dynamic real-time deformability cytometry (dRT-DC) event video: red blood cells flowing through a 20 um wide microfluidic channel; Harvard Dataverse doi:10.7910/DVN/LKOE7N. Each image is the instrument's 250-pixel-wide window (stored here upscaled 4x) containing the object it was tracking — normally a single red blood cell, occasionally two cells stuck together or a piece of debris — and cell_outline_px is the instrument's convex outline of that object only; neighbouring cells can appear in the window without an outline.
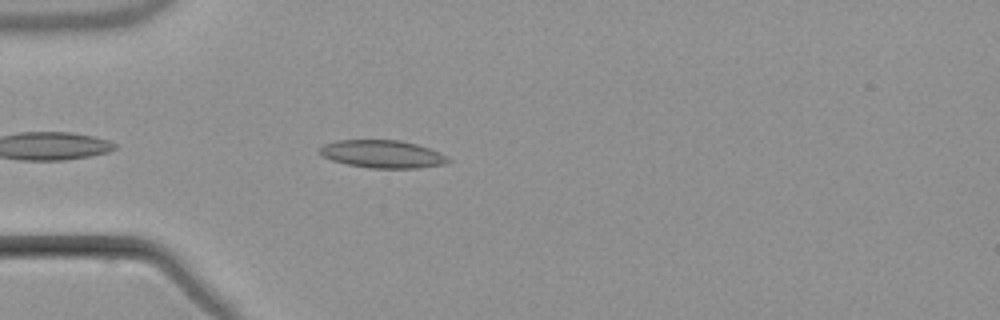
{"species": "common noctule bat (a hibernating species)", "species_latin": "Nyctalus noctula", "temperature_condition": "warm", "stored_images_in_passage": 3, "camera_frame_rate_fps": 3000, "um_per_image_px": 0.085, "animal": {"sex": "male", "body_mass_g": 21.5, "forearm_length_mm": 52.0}, "frame": {"image": 1, "passage_image": 3, "time_ms": 3.333, "image_size_px": [1000, 320], "cell_outline_px": [[452, 160], [444, 164], [416, 168], [372, 168], [348, 164], [332, 160], [320, 156], [316, 152], [324, 144], [336, 140], [400, 140], [416, 144], [440, 152], [448, 156]], "centroid_in_image_um": [32.48, 13.09], "position_along_channel_um": 52.5, "area_um2": 20.87}}